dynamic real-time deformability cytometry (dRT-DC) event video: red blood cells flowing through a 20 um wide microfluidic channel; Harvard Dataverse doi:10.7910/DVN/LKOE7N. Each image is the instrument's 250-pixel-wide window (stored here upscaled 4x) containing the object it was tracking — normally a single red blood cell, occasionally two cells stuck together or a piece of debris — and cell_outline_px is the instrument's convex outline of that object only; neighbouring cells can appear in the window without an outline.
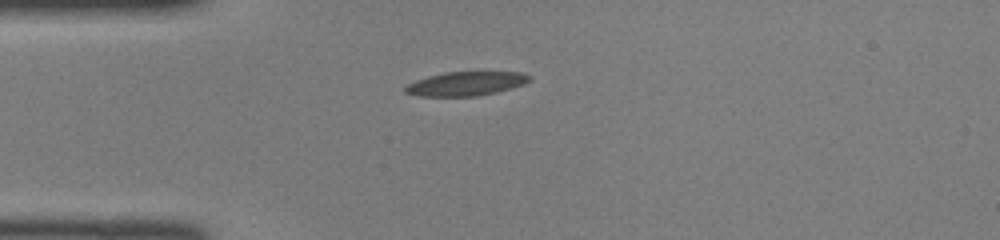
{"species": "common noctule bat (a hibernating species)", "species_latin": "Nyctalus noctula", "temperature_condition": "room temperature", "stored_images_in_passage": 36, "camera_frame_rate_fps": 3000, "um_per_image_px": 0.085, "animal": {"sex": "female", "body_mass_g": 22.0, "forearm_length_mm": 56.7}, "frame": {"image": 1, "passage_image": 1, "time_ms": 0.0, "image_size_px": [1000, 240], "cell_outline_px": [[532, 80], [524, 84], [512, 88], [496, 92], [476, 96], [416, 96], [404, 92], [404, 88], [408, 84], [416, 80], [428, 76], [444, 72], [520, 72], [532, 76]], "centroid_in_image_um": [39.61, 7.11], "position_along_channel_um": 45.4, "area_um2": 17.46}}
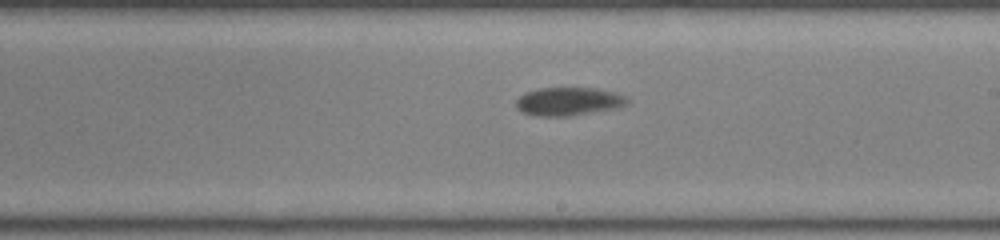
{"frame": {"image": 2, "passage_image": 16, "time_ms": 5.0, "image_size_px": [1000, 240], "cell_outline_px": [[628, 100], [624, 104], [616, 108], [568, 116], [540, 116], [520, 112], [516, 108], [516, 100], [524, 92], [540, 88], [596, 88], [616, 92], [624, 96]], "centroid_in_image_um": [48.27, 8.61], "position_along_channel_um": 240.7, "area_um2": 18.21}}
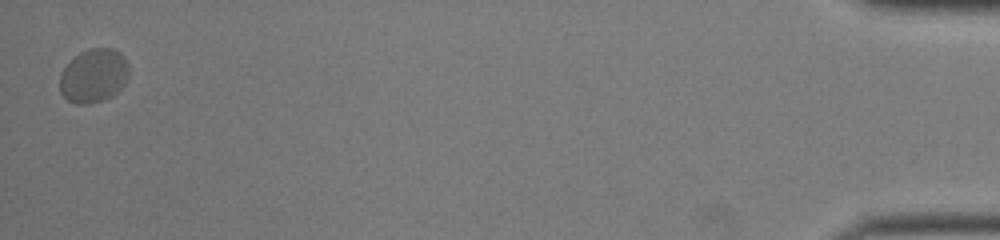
{"frame": {"image": 3, "passage_image": 36, "time_ms": 11.667, "image_size_px": [1000, 240], "cell_outline_px": [[128, 76], [124, 84], [112, 96], [104, 100], [88, 104], [76, 104], [68, 100], [60, 92], [60, 72], [80, 52], [88, 48], [112, 48], [120, 52], [124, 56], [128, 64]], "centroid_in_image_um": [7.97, 6.43], "position_along_channel_um": 427.2, "area_um2": 21.68}}